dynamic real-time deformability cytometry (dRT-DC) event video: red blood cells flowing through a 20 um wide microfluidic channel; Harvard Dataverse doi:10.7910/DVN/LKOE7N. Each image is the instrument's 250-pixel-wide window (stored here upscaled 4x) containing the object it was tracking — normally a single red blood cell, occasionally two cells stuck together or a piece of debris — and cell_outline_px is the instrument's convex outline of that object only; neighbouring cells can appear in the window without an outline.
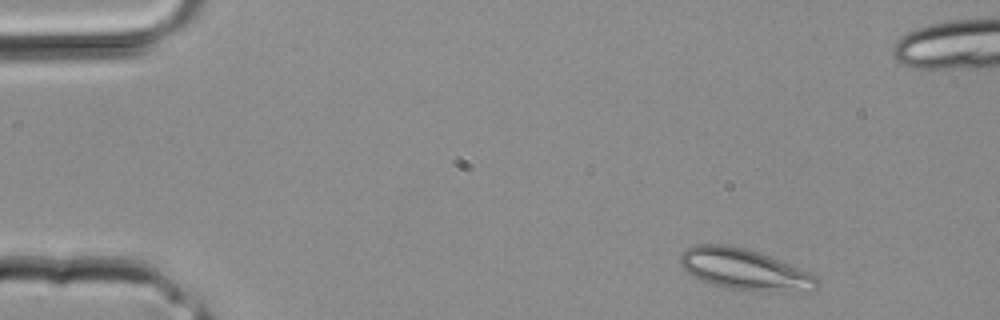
{"species": "common noctule bat (a hibernating species)", "species_latin": "Nyctalus noctula", "temperature_condition": "room temperature", "stored_images_in_passage": 4, "camera_frame_rate_fps": 3000, "um_per_image_px": 0.085, "animal": {"sex": "male", "body_mass_g": 20.4}, "frame": {"image": 1, "passage_image": 1, "time_ms": 0.0, "image_size_px": [1000, 320], "cell_outline_px": [[816, 288], [788, 292], [732, 288], [712, 284], [688, 272], [680, 264], [680, 252], [696, 244], [728, 244], [760, 252], [800, 268], [816, 276]], "centroid_in_image_um": [63.25, 22.86], "position_along_channel_um": 21.7, "area_um2": 32.02}}